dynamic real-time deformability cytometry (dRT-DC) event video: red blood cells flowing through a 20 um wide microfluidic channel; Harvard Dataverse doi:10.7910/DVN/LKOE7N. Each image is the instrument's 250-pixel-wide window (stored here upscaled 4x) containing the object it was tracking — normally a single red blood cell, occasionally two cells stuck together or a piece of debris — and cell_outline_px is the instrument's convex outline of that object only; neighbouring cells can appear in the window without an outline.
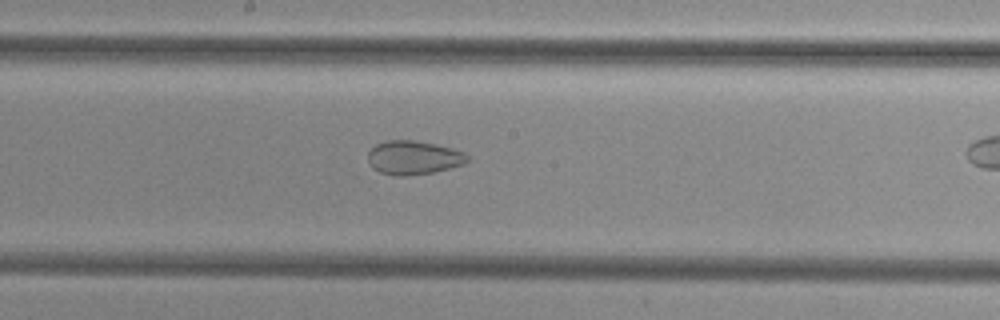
{"species": "common noctule bat (a hibernating species)", "species_latin": "Nyctalus noctula", "temperature_condition": "cold", "stored_images_in_passage": 34, "camera_frame_rate_fps": 3000, "um_per_image_px": 0.085, "animal": {"sex": "female", "body_mass_g": 29.2, "forearm_length_mm": 56.3}, "frame": {"image": 1, "passage_image": 20, "time_ms": 6.333, "image_size_px": [1000, 320], "cell_outline_px": [[468, 160], [464, 164], [432, 172], [408, 176], [396, 176], [380, 172], [372, 168], [368, 164], [368, 152], [376, 144], [384, 140], [416, 140], [436, 144], [452, 148], [464, 152], [468, 156]], "centroid_in_image_um": [35.12, 13.39], "position_along_channel_um": 213.1, "area_um2": 19.71}}
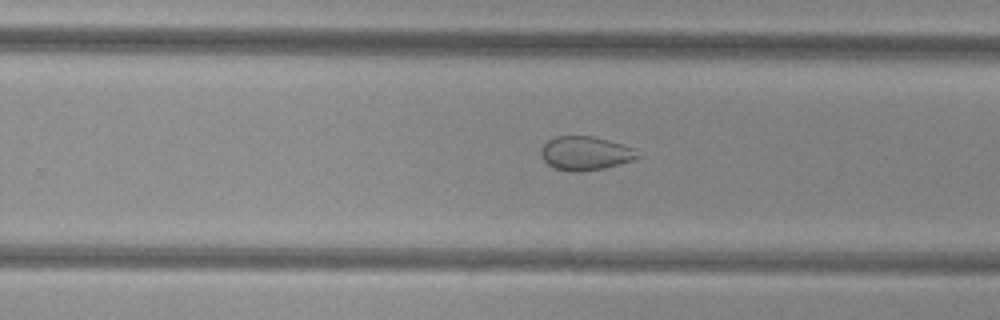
{"frame": {"image": 2, "passage_image": 25, "time_ms": 8.0, "image_size_px": [1000, 320], "cell_outline_px": [[640, 156], [632, 160], [604, 168], [580, 172], [568, 172], [556, 168], [548, 164], [540, 156], [540, 148], [548, 140], [556, 136], [592, 136], [608, 140], [636, 148]], "centroid_in_image_um": [49.74, 13.03], "position_along_channel_um": 280.1, "area_um2": 19.13}}